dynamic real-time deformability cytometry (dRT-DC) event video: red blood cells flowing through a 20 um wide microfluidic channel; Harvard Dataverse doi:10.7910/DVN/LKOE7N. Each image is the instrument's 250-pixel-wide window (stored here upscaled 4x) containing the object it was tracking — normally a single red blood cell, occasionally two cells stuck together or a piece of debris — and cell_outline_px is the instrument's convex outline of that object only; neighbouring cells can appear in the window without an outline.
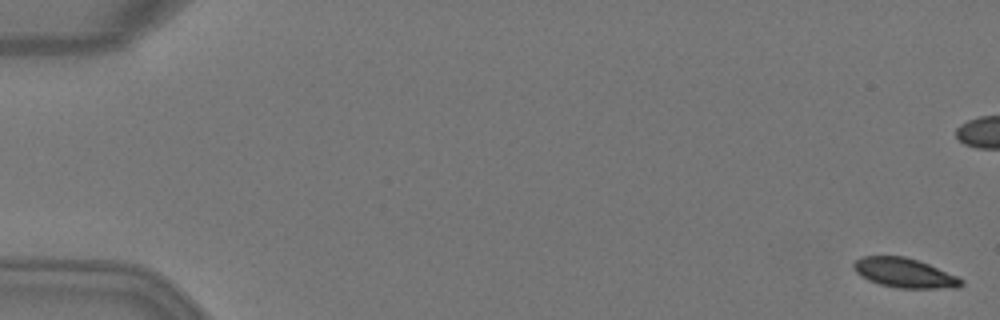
{"species": "Egyptian fruit bat (a non-hibernating species)", "species_latin": "Rousettus aegyptiacus", "temperature_condition": "warm", "stored_images_in_passage": 6, "camera_frame_rate_fps": 3000, "um_per_image_px": 0.085, "animal": {"sex": "female"}, "frame": {"image": 1, "passage_image": 1, "time_ms": 0.0, "image_size_px": [1000, 320], "cell_outline_px": [[964, 284], [960, 288], [896, 288], [880, 284], [868, 280], [860, 276], [852, 268], [852, 264], [860, 256], [904, 256], [928, 264], [956, 276], [964, 280]], "centroid_in_image_um": [76.86, 23.2], "position_along_channel_um": 8.1, "area_um2": 18.55}}